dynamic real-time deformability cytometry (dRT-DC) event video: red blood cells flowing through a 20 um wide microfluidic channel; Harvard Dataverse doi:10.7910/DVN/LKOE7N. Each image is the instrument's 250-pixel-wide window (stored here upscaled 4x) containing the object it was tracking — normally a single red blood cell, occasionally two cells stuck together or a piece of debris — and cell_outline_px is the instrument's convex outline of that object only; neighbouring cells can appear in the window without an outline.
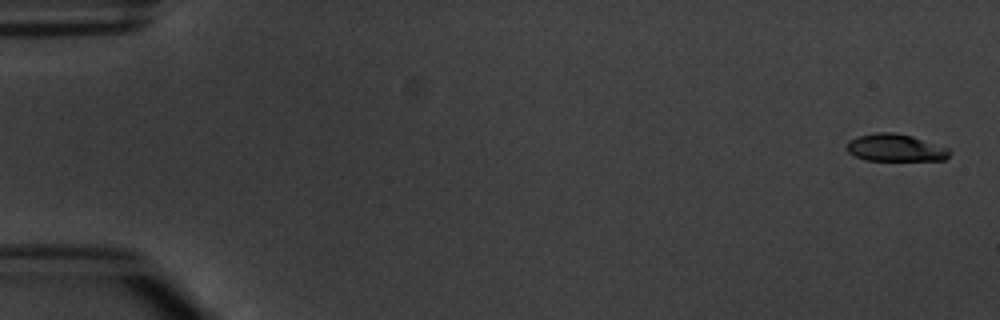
{"species": "common noctule bat (a hibernating species)", "species_latin": "Nyctalus noctula", "temperature_condition": "warm", "stored_images_in_passage": 6, "camera_frame_rate_fps": 3000, "um_per_image_px": 0.085, "animal": {"sex": "male", "body_mass_g": 20.1, "forearm_length_mm": 53.5}, "frame": {"image": 1, "passage_image": 1, "time_ms": 0.0, "image_size_px": [1000, 320], "cell_outline_px": [[952, 152], [944, 160], [864, 160], [848, 152], [844, 148], [848, 140], [860, 136], [876, 132], [892, 132], [912, 136], [948, 148]], "centroid_in_image_um": [76.08, 12.56], "position_along_channel_um": 8.9, "area_um2": 16.36}}
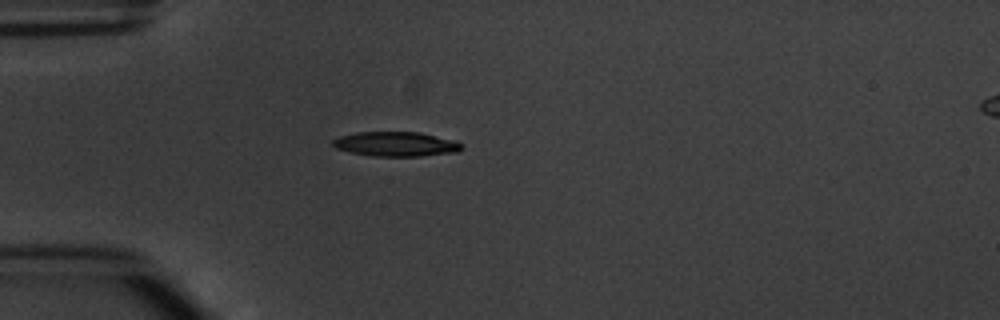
{"frame": {"image": 2, "passage_image": 5, "time_ms": 4.667, "image_size_px": [1000, 320], "cell_outline_px": [[464, 148], [456, 152], [420, 156], [372, 156], [352, 152], [336, 148], [332, 144], [332, 140], [340, 136], [356, 132], [420, 132], [456, 140], [464, 144]], "centroid_in_image_um": [33.7, 12.24], "position_along_channel_um": 51.3, "area_um2": 18.55}}